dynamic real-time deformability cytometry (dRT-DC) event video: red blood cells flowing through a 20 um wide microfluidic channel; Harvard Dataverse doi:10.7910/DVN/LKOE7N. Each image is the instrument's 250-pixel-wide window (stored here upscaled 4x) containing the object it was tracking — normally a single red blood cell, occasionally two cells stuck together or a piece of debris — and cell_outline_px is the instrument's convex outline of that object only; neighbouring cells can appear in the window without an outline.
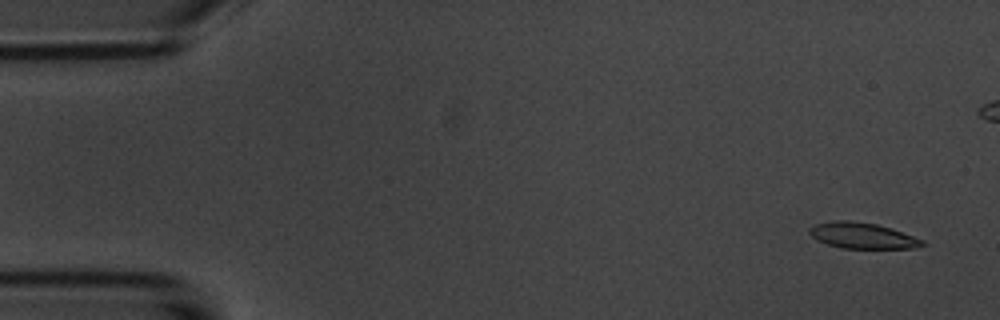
{"species": "common noctule bat (a hibernating species)", "species_latin": "Nyctalus noctula", "temperature_condition": "room temperature", "stored_images_in_passage": 6, "camera_frame_rate_fps": 3000, "um_per_image_px": 0.085, "animal": {"sex": "male", "body_mass_g": 20.1, "forearm_length_mm": 53.5}, "frame": {"image": 1, "passage_image": 1, "time_ms": 0.0, "image_size_px": [1000, 320], "cell_outline_px": [[924, 244], [916, 248], [840, 248], [816, 240], [808, 232], [808, 228], [816, 224], [836, 220], [852, 220], [876, 224], [892, 228], [924, 240]], "centroid_in_image_um": [73.28, 20.02], "position_along_channel_um": 11.7, "area_um2": 17.05}}
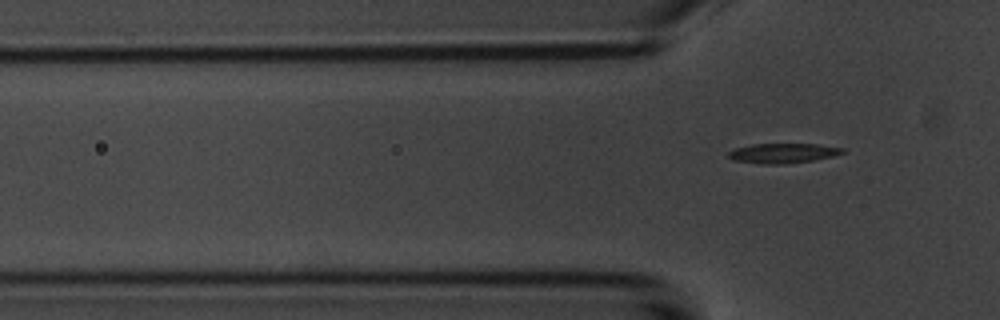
{"frame": {"image": 2, "passage_image": 6, "time_ms": 6.667, "image_size_px": [1000, 320], "cell_outline_px": [[844, 152], [832, 156], [812, 160], [788, 164], [764, 164], [732, 160], [728, 156], [728, 152], [736, 148], [752, 144], [816, 144], [844, 148]], "centroid_in_image_um": [66.52, 13.02], "position_along_channel_um": 59.3, "area_um2": 13.06}}